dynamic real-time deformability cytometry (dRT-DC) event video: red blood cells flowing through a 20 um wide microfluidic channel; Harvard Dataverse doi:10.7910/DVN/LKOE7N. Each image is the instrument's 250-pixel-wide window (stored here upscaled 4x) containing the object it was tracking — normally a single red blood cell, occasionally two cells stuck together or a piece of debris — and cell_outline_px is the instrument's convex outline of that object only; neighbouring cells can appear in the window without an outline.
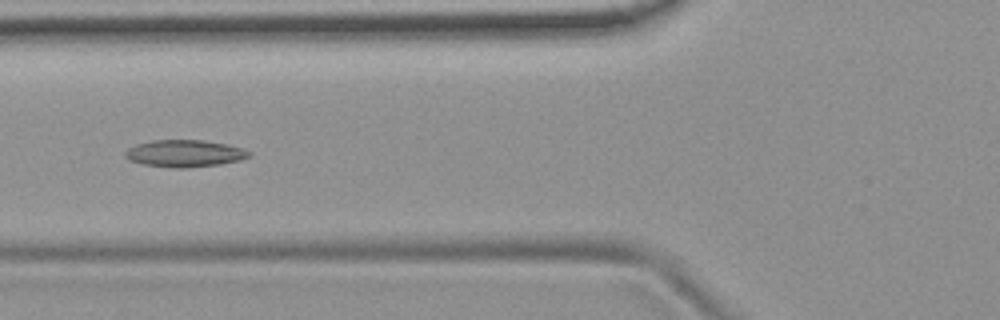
{"species": "common noctule bat (a hibernating species)", "species_latin": "Nyctalus noctula", "temperature_condition": "room temperature", "stored_images_in_passage": 40, "camera_frame_rate_fps": 3000, "um_per_image_px": 0.085, "animal": {"sex": "female", "body_mass_g": 19.9}, "frame": {"image": 1, "passage_image": 7, "time_ms": 2.0, "image_size_px": [1000, 320], "cell_outline_px": [[252, 156], [240, 160], [220, 164], [188, 168], [172, 168], [144, 164], [128, 160], [124, 156], [124, 152], [128, 148], [136, 144], [152, 140], [204, 140], [228, 144], [244, 148], [252, 152]], "centroid_in_image_um": [15.72, 13.04], "position_along_channel_um": 110.1, "area_um2": 19.83}, "authors_computed_cell_mechanics": {"area_um2": 18.6694, "velocity_mm_per_s": 3.7985, "shape_relaxation_time_tau1_ms": null, "shape_relaxation_time_tau2_ms": 3.5432, "deformation_change_tau1": null, "deformation_change_tau2": 0.0869}}